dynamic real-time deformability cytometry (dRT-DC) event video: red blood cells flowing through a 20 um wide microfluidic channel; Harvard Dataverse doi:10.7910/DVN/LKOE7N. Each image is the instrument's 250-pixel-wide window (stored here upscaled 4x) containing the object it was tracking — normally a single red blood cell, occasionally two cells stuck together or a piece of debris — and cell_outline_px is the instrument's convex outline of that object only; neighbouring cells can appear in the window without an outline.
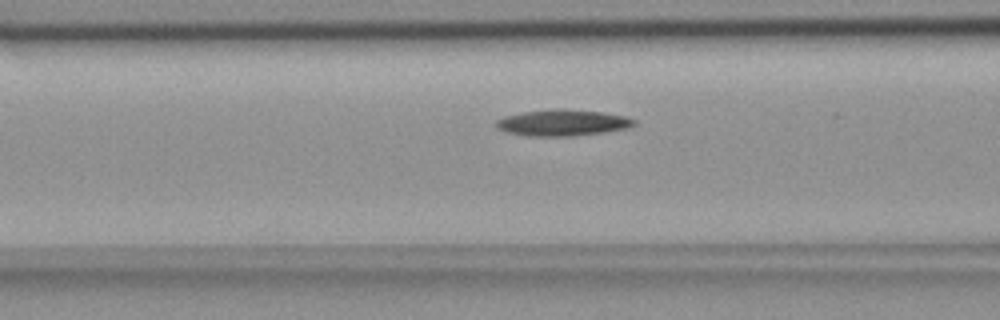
{"species": "common noctule bat (a hibernating species)", "species_latin": "Nyctalus noctula", "temperature_condition": "room temperature", "stored_images_in_passage": 17, "camera_frame_rate_fps": 3000, "um_per_image_px": 0.085, "animal": {"sex": "female", "body_mass_g": 18.4}, "frame": {"image": 1, "passage_image": 12, "time_ms": 3.667, "image_size_px": [1000, 320], "cell_outline_px": [[636, 124], [628, 128], [604, 132], [572, 136], [524, 136], [508, 132], [496, 128], [496, 120], [504, 116], [524, 112], [560, 108], [564, 108], [600, 112], [624, 116], [636, 120]], "centroid_in_image_um": [47.81, 10.43], "position_along_channel_um": 118.8, "area_um2": 21.1}}
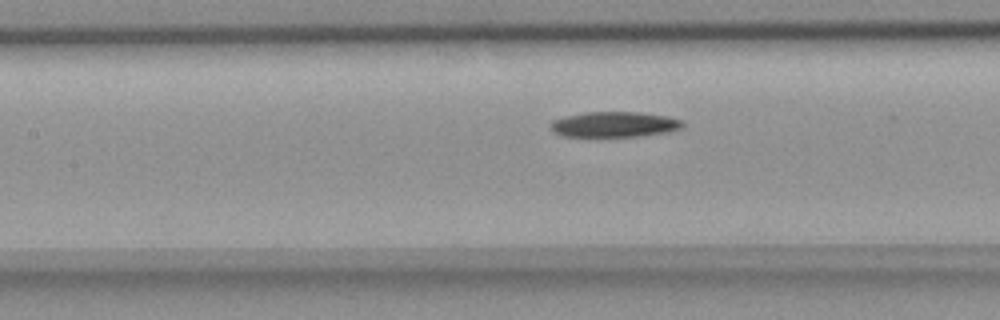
{"frame": {"image": 2, "passage_image": 15, "time_ms": 4.667, "image_size_px": [1000, 320], "cell_outline_px": [[684, 128], [668, 132], [640, 136], [564, 136], [556, 132], [548, 124], [552, 120], [564, 116], [584, 112], [640, 112], [668, 116], [684, 120]], "centroid_in_image_um": [52.27, 10.56], "position_along_channel_um": 155.1, "area_um2": 19.71}}